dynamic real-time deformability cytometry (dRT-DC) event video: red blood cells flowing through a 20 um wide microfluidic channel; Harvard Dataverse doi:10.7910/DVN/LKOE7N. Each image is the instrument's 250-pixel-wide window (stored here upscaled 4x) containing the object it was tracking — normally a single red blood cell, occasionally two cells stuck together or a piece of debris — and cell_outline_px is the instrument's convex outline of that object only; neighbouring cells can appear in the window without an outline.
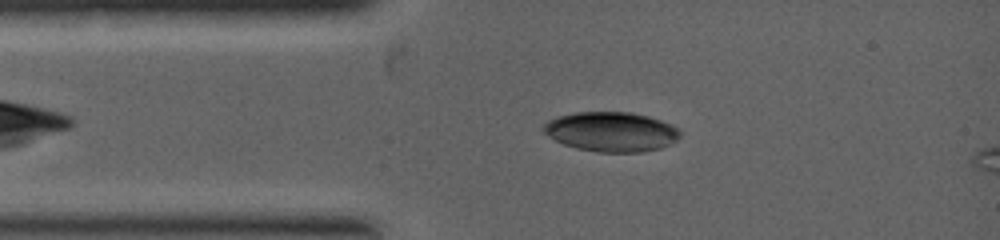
{"species": "common noctule bat (a hibernating species)", "species_latin": "Nyctalus noctula", "temperature_condition": "warm", "stored_images_in_passage": 4, "camera_frame_rate_fps": 5000, "um_per_image_px": 0.085, "animal": {"sex": "female", "body_mass_g": 19.0, "forearm_length_mm": 53.3}, "frame": {"image": 1, "passage_image": 1, "time_ms": 0.0, "image_size_px": [1000, 240], "cell_outline_px": [[680, 136], [676, 140], [660, 148], [644, 152], [596, 152], [576, 148], [564, 144], [548, 136], [540, 128], [548, 120], [556, 116], [576, 112], [632, 112], [648, 116], [672, 124], [680, 128]], "centroid_in_image_um": [51.95, 11.19], "position_along_channel_um": 33.1, "area_um2": 31.79}}
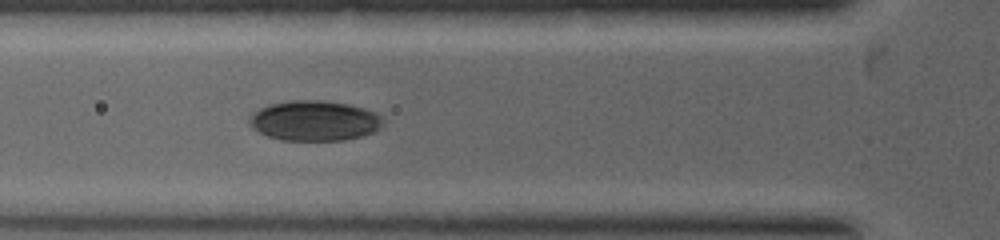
{"frame": {"image": 2, "passage_image": 4, "time_ms": 1.2, "image_size_px": [1000, 240], "cell_outline_px": [[384, 120], [380, 128], [364, 136], [344, 140], [284, 140], [268, 136], [252, 128], [248, 124], [248, 120], [252, 112], [268, 104], [292, 100], [324, 100], [348, 104], [364, 108], [376, 112]], "centroid_in_image_um": [26.72, 10.25], "position_along_channel_um": 99.1, "area_um2": 31.5}}